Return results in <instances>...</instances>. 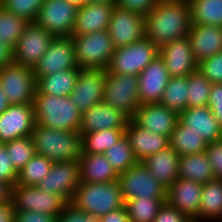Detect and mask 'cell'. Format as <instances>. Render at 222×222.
<instances>
[{
  "label": "cell",
  "mask_w": 222,
  "mask_h": 222,
  "mask_svg": "<svg viewBox=\"0 0 222 222\" xmlns=\"http://www.w3.org/2000/svg\"><path fill=\"white\" fill-rule=\"evenodd\" d=\"M29 22L0 6V41L15 48Z\"/></svg>",
  "instance_id": "obj_38"
},
{
  "label": "cell",
  "mask_w": 222,
  "mask_h": 222,
  "mask_svg": "<svg viewBox=\"0 0 222 222\" xmlns=\"http://www.w3.org/2000/svg\"><path fill=\"white\" fill-rule=\"evenodd\" d=\"M170 77H184L198 69L188 37L176 39L159 48Z\"/></svg>",
  "instance_id": "obj_20"
},
{
  "label": "cell",
  "mask_w": 222,
  "mask_h": 222,
  "mask_svg": "<svg viewBox=\"0 0 222 222\" xmlns=\"http://www.w3.org/2000/svg\"><path fill=\"white\" fill-rule=\"evenodd\" d=\"M198 218L206 220H222V180L213 179L203 184Z\"/></svg>",
  "instance_id": "obj_31"
},
{
  "label": "cell",
  "mask_w": 222,
  "mask_h": 222,
  "mask_svg": "<svg viewBox=\"0 0 222 222\" xmlns=\"http://www.w3.org/2000/svg\"><path fill=\"white\" fill-rule=\"evenodd\" d=\"M203 184L177 179L167 189V202L186 217H197L202 197Z\"/></svg>",
  "instance_id": "obj_22"
},
{
  "label": "cell",
  "mask_w": 222,
  "mask_h": 222,
  "mask_svg": "<svg viewBox=\"0 0 222 222\" xmlns=\"http://www.w3.org/2000/svg\"><path fill=\"white\" fill-rule=\"evenodd\" d=\"M53 38L44 28L35 22H29L13 49L14 63L34 70Z\"/></svg>",
  "instance_id": "obj_12"
},
{
  "label": "cell",
  "mask_w": 222,
  "mask_h": 222,
  "mask_svg": "<svg viewBox=\"0 0 222 222\" xmlns=\"http://www.w3.org/2000/svg\"><path fill=\"white\" fill-rule=\"evenodd\" d=\"M14 63L13 48L0 41V69Z\"/></svg>",
  "instance_id": "obj_52"
},
{
  "label": "cell",
  "mask_w": 222,
  "mask_h": 222,
  "mask_svg": "<svg viewBox=\"0 0 222 222\" xmlns=\"http://www.w3.org/2000/svg\"><path fill=\"white\" fill-rule=\"evenodd\" d=\"M191 24L222 27V0H188Z\"/></svg>",
  "instance_id": "obj_33"
},
{
  "label": "cell",
  "mask_w": 222,
  "mask_h": 222,
  "mask_svg": "<svg viewBox=\"0 0 222 222\" xmlns=\"http://www.w3.org/2000/svg\"><path fill=\"white\" fill-rule=\"evenodd\" d=\"M70 203L77 209L100 217L125 206L117 181L80 182Z\"/></svg>",
  "instance_id": "obj_4"
},
{
  "label": "cell",
  "mask_w": 222,
  "mask_h": 222,
  "mask_svg": "<svg viewBox=\"0 0 222 222\" xmlns=\"http://www.w3.org/2000/svg\"><path fill=\"white\" fill-rule=\"evenodd\" d=\"M212 83L198 69L188 75V107H207Z\"/></svg>",
  "instance_id": "obj_40"
},
{
  "label": "cell",
  "mask_w": 222,
  "mask_h": 222,
  "mask_svg": "<svg viewBox=\"0 0 222 222\" xmlns=\"http://www.w3.org/2000/svg\"><path fill=\"white\" fill-rule=\"evenodd\" d=\"M80 182V164L72 160L53 163L50 172L36 186L71 202Z\"/></svg>",
  "instance_id": "obj_14"
},
{
  "label": "cell",
  "mask_w": 222,
  "mask_h": 222,
  "mask_svg": "<svg viewBox=\"0 0 222 222\" xmlns=\"http://www.w3.org/2000/svg\"><path fill=\"white\" fill-rule=\"evenodd\" d=\"M186 216L167 201L160 207L153 222H183Z\"/></svg>",
  "instance_id": "obj_49"
},
{
  "label": "cell",
  "mask_w": 222,
  "mask_h": 222,
  "mask_svg": "<svg viewBox=\"0 0 222 222\" xmlns=\"http://www.w3.org/2000/svg\"><path fill=\"white\" fill-rule=\"evenodd\" d=\"M100 222H130L126 207H122L100 217Z\"/></svg>",
  "instance_id": "obj_51"
},
{
  "label": "cell",
  "mask_w": 222,
  "mask_h": 222,
  "mask_svg": "<svg viewBox=\"0 0 222 222\" xmlns=\"http://www.w3.org/2000/svg\"><path fill=\"white\" fill-rule=\"evenodd\" d=\"M144 26V16L115 6L108 27L115 49L143 39L145 37Z\"/></svg>",
  "instance_id": "obj_13"
},
{
  "label": "cell",
  "mask_w": 222,
  "mask_h": 222,
  "mask_svg": "<svg viewBox=\"0 0 222 222\" xmlns=\"http://www.w3.org/2000/svg\"><path fill=\"white\" fill-rule=\"evenodd\" d=\"M115 3H87L78 8L71 37L108 29Z\"/></svg>",
  "instance_id": "obj_23"
},
{
  "label": "cell",
  "mask_w": 222,
  "mask_h": 222,
  "mask_svg": "<svg viewBox=\"0 0 222 222\" xmlns=\"http://www.w3.org/2000/svg\"><path fill=\"white\" fill-rule=\"evenodd\" d=\"M10 160L6 145L0 143V180L12 187L17 182L18 172Z\"/></svg>",
  "instance_id": "obj_45"
},
{
  "label": "cell",
  "mask_w": 222,
  "mask_h": 222,
  "mask_svg": "<svg viewBox=\"0 0 222 222\" xmlns=\"http://www.w3.org/2000/svg\"><path fill=\"white\" fill-rule=\"evenodd\" d=\"M205 153L211 164L214 178L222 180V140L208 143Z\"/></svg>",
  "instance_id": "obj_46"
},
{
  "label": "cell",
  "mask_w": 222,
  "mask_h": 222,
  "mask_svg": "<svg viewBox=\"0 0 222 222\" xmlns=\"http://www.w3.org/2000/svg\"><path fill=\"white\" fill-rule=\"evenodd\" d=\"M8 156L15 170L19 172L35 155V146L31 136H25L5 143Z\"/></svg>",
  "instance_id": "obj_41"
},
{
  "label": "cell",
  "mask_w": 222,
  "mask_h": 222,
  "mask_svg": "<svg viewBox=\"0 0 222 222\" xmlns=\"http://www.w3.org/2000/svg\"><path fill=\"white\" fill-rule=\"evenodd\" d=\"M5 91H3V88L0 84V115L10 106Z\"/></svg>",
  "instance_id": "obj_55"
},
{
  "label": "cell",
  "mask_w": 222,
  "mask_h": 222,
  "mask_svg": "<svg viewBox=\"0 0 222 222\" xmlns=\"http://www.w3.org/2000/svg\"><path fill=\"white\" fill-rule=\"evenodd\" d=\"M170 146L180 155L205 152L207 142L197 133L186 128L180 121L169 138Z\"/></svg>",
  "instance_id": "obj_32"
},
{
  "label": "cell",
  "mask_w": 222,
  "mask_h": 222,
  "mask_svg": "<svg viewBox=\"0 0 222 222\" xmlns=\"http://www.w3.org/2000/svg\"><path fill=\"white\" fill-rule=\"evenodd\" d=\"M125 135L130 141L138 162L170 146L169 137L141 128L132 119L128 121Z\"/></svg>",
  "instance_id": "obj_26"
},
{
  "label": "cell",
  "mask_w": 222,
  "mask_h": 222,
  "mask_svg": "<svg viewBox=\"0 0 222 222\" xmlns=\"http://www.w3.org/2000/svg\"><path fill=\"white\" fill-rule=\"evenodd\" d=\"M103 102L133 119L140 106L138 76L108 73L106 70Z\"/></svg>",
  "instance_id": "obj_6"
},
{
  "label": "cell",
  "mask_w": 222,
  "mask_h": 222,
  "mask_svg": "<svg viewBox=\"0 0 222 222\" xmlns=\"http://www.w3.org/2000/svg\"><path fill=\"white\" fill-rule=\"evenodd\" d=\"M179 121L186 128L200 135L207 144L222 140V126L208 106L187 107L179 115Z\"/></svg>",
  "instance_id": "obj_25"
},
{
  "label": "cell",
  "mask_w": 222,
  "mask_h": 222,
  "mask_svg": "<svg viewBox=\"0 0 222 222\" xmlns=\"http://www.w3.org/2000/svg\"><path fill=\"white\" fill-rule=\"evenodd\" d=\"M11 187L0 180V204L10 202Z\"/></svg>",
  "instance_id": "obj_54"
},
{
  "label": "cell",
  "mask_w": 222,
  "mask_h": 222,
  "mask_svg": "<svg viewBox=\"0 0 222 222\" xmlns=\"http://www.w3.org/2000/svg\"><path fill=\"white\" fill-rule=\"evenodd\" d=\"M10 202L14 212L30 211L58 217L69 203L64 197L45 192L37 186L14 184L11 187Z\"/></svg>",
  "instance_id": "obj_7"
},
{
  "label": "cell",
  "mask_w": 222,
  "mask_h": 222,
  "mask_svg": "<svg viewBox=\"0 0 222 222\" xmlns=\"http://www.w3.org/2000/svg\"><path fill=\"white\" fill-rule=\"evenodd\" d=\"M80 69L106 70L115 51L108 29L72 37Z\"/></svg>",
  "instance_id": "obj_5"
},
{
  "label": "cell",
  "mask_w": 222,
  "mask_h": 222,
  "mask_svg": "<svg viewBox=\"0 0 222 222\" xmlns=\"http://www.w3.org/2000/svg\"><path fill=\"white\" fill-rule=\"evenodd\" d=\"M208 107L218 123L222 126V83H212Z\"/></svg>",
  "instance_id": "obj_48"
},
{
  "label": "cell",
  "mask_w": 222,
  "mask_h": 222,
  "mask_svg": "<svg viewBox=\"0 0 222 222\" xmlns=\"http://www.w3.org/2000/svg\"><path fill=\"white\" fill-rule=\"evenodd\" d=\"M116 0H88V3H115Z\"/></svg>",
  "instance_id": "obj_58"
},
{
  "label": "cell",
  "mask_w": 222,
  "mask_h": 222,
  "mask_svg": "<svg viewBox=\"0 0 222 222\" xmlns=\"http://www.w3.org/2000/svg\"><path fill=\"white\" fill-rule=\"evenodd\" d=\"M190 26L188 0H160L145 17V37L161 48L188 36Z\"/></svg>",
  "instance_id": "obj_1"
},
{
  "label": "cell",
  "mask_w": 222,
  "mask_h": 222,
  "mask_svg": "<svg viewBox=\"0 0 222 222\" xmlns=\"http://www.w3.org/2000/svg\"><path fill=\"white\" fill-rule=\"evenodd\" d=\"M170 78L164 59L157 55L138 75L140 105L159 103Z\"/></svg>",
  "instance_id": "obj_18"
},
{
  "label": "cell",
  "mask_w": 222,
  "mask_h": 222,
  "mask_svg": "<svg viewBox=\"0 0 222 222\" xmlns=\"http://www.w3.org/2000/svg\"><path fill=\"white\" fill-rule=\"evenodd\" d=\"M105 81L106 70H80L69 97L81 113L93 105L103 102Z\"/></svg>",
  "instance_id": "obj_17"
},
{
  "label": "cell",
  "mask_w": 222,
  "mask_h": 222,
  "mask_svg": "<svg viewBox=\"0 0 222 222\" xmlns=\"http://www.w3.org/2000/svg\"><path fill=\"white\" fill-rule=\"evenodd\" d=\"M130 119L105 102H99L82 113L80 134L104 129H126Z\"/></svg>",
  "instance_id": "obj_21"
},
{
  "label": "cell",
  "mask_w": 222,
  "mask_h": 222,
  "mask_svg": "<svg viewBox=\"0 0 222 222\" xmlns=\"http://www.w3.org/2000/svg\"><path fill=\"white\" fill-rule=\"evenodd\" d=\"M33 105L39 125L63 131L79 130L82 113L69 96L35 94Z\"/></svg>",
  "instance_id": "obj_3"
},
{
  "label": "cell",
  "mask_w": 222,
  "mask_h": 222,
  "mask_svg": "<svg viewBox=\"0 0 222 222\" xmlns=\"http://www.w3.org/2000/svg\"><path fill=\"white\" fill-rule=\"evenodd\" d=\"M132 120L145 130L170 138L179 122V114L159 102L140 105Z\"/></svg>",
  "instance_id": "obj_19"
},
{
  "label": "cell",
  "mask_w": 222,
  "mask_h": 222,
  "mask_svg": "<svg viewBox=\"0 0 222 222\" xmlns=\"http://www.w3.org/2000/svg\"><path fill=\"white\" fill-rule=\"evenodd\" d=\"M31 137L35 152L53 163L78 161L82 154V136L79 130L63 131L36 123Z\"/></svg>",
  "instance_id": "obj_2"
},
{
  "label": "cell",
  "mask_w": 222,
  "mask_h": 222,
  "mask_svg": "<svg viewBox=\"0 0 222 222\" xmlns=\"http://www.w3.org/2000/svg\"><path fill=\"white\" fill-rule=\"evenodd\" d=\"M69 3L75 5L80 8L88 3V0H67Z\"/></svg>",
  "instance_id": "obj_56"
},
{
  "label": "cell",
  "mask_w": 222,
  "mask_h": 222,
  "mask_svg": "<svg viewBox=\"0 0 222 222\" xmlns=\"http://www.w3.org/2000/svg\"><path fill=\"white\" fill-rule=\"evenodd\" d=\"M53 162L43 155H35L18 172L16 184L36 186L50 172Z\"/></svg>",
  "instance_id": "obj_39"
},
{
  "label": "cell",
  "mask_w": 222,
  "mask_h": 222,
  "mask_svg": "<svg viewBox=\"0 0 222 222\" xmlns=\"http://www.w3.org/2000/svg\"><path fill=\"white\" fill-rule=\"evenodd\" d=\"M35 125L33 104H11L0 115V143L31 136Z\"/></svg>",
  "instance_id": "obj_16"
},
{
  "label": "cell",
  "mask_w": 222,
  "mask_h": 222,
  "mask_svg": "<svg viewBox=\"0 0 222 222\" xmlns=\"http://www.w3.org/2000/svg\"><path fill=\"white\" fill-rule=\"evenodd\" d=\"M80 68H71L48 76L36 78L35 94H50L55 96H70L74 89Z\"/></svg>",
  "instance_id": "obj_29"
},
{
  "label": "cell",
  "mask_w": 222,
  "mask_h": 222,
  "mask_svg": "<svg viewBox=\"0 0 222 222\" xmlns=\"http://www.w3.org/2000/svg\"><path fill=\"white\" fill-rule=\"evenodd\" d=\"M188 39L197 63L222 52V27L191 24Z\"/></svg>",
  "instance_id": "obj_24"
},
{
  "label": "cell",
  "mask_w": 222,
  "mask_h": 222,
  "mask_svg": "<svg viewBox=\"0 0 222 222\" xmlns=\"http://www.w3.org/2000/svg\"><path fill=\"white\" fill-rule=\"evenodd\" d=\"M44 0H1V6L8 12L35 22Z\"/></svg>",
  "instance_id": "obj_42"
},
{
  "label": "cell",
  "mask_w": 222,
  "mask_h": 222,
  "mask_svg": "<svg viewBox=\"0 0 222 222\" xmlns=\"http://www.w3.org/2000/svg\"><path fill=\"white\" fill-rule=\"evenodd\" d=\"M0 84L10 104H33L36 93L34 70L12 63L0 69Z\"/></svg>",
  "instance_id": "obj_10"
},
{
  "label": "cell",
  "mask_w": 222,
  "mask_h": 222,
  "mask_svg": "<svg viewBox=\"0 0 222 222\" xmlns=\"http://www.w3.org/2000/svg\"><path fill=\"white\" fill-rule=\"evenodd\" d=\"M14 222H57V217L39 212L21 211L14 212Z\"/></svg>",
  "instance_id": "obj_50"
},
{
  "label": "cell",
  "mask_w": 222,
  "mask_h": 222,
  "mask_svg": "<svg viewBox=\"0 0 222 222\" xmlns=\"http://www.w3.org/2000/svg\"><path fill=\"white\" fill-rule=\"evenodd\" d=\"M188 76L171 77L160 103L179 115L188 107Z\"/></svg>",
  "instance_id": "obj_35"
},
{
  "label": "cell",
  "mask_w": 222,
  "mask_h": 222,
  "mask_svg": "<svg viewBox=\"0 0 222 222\" xmlns=\"http://www.w3.org/2000/svg\"><path fill=\"white\" fill-rule=\"evenodd\" d=\"M78 7L67 0H44L35 23L53 37H70Z\"/></svg>",
  "instance_id": "obj_11"
},
{
  "label": "cell",
  "mask_w": 222,
  "mask_h": 222,
  "mask_svg": "<svg viewBox=\"0 0 222 222\" xmlns=\"http://www.w3.org/2000/svg\"><path fill=\"white\" fill-rule=\"evenodd\" d=\"M57 222H100V216L77 209L69 202L57 217Z\"/></svg>",
  "instance_id": "obj_44"
},
{
  "label": "cell",
  "mask_w": 222,
  "mask_h": 222,
  "mask_svg": "<svg viewBox=\"0 0 222 222\" xmlns=\"http://www.w3.org/2000/svg\"><path fill=\"white\" fill-rule=\"evenodd\" d=\"M80 180L86 183L114 182L118 174L113 169L105 154L82 153L79 160Z\"/></svg>",
  "instance_id": "obj_28"
},
{
  "label": "cell",
  "mask_w": 222,
  "mask_h": 222,
  "mask_svg": "<svg viewBox=\"0 0 222 222\" xmlns=\"http://www.w3.org/2000/svg\"><path fill=\"white\" fill-rule=\"evenodd\" d=\"M159 1L160 0H116L115 6L146 17Z\"/></svg>",
  "instance_id": "obj_47"
},
{
  "label": "cell",
  "mask_w": 222,
  "mask_h": 222,
  "mask_svg": "<svg viewBox=\"0 0 222 222\" xmlns=\"http://www.w3.org/2000/svg\"><path fill=\"white\" fill-rule=\"evenodd\" d=\"M178 178L205 184L215 179L205 152L180 156Z\"/></svg>",
  "instance_id": "obj_30"
},
{
  "label": "cell",
  "mask_w": 222,
  "mask_h": 222,
  "mask_svg": "<svg viewBox=\"0 0 222 222\" xmlns=\"http://www.w3.org/2000/svg\"><path fill=\"white\" fill-rule=\"evenodd\" d=\"M0 222H14V209L11 202L0 204Z\"/></svg>",
  "instance_id": "obj_53"
},
{
  "label": "cell",
  "mask_w": 222,
  "mask_h": 222,
  "mask_svg": "<svg viewBox=\"0 0 222 222\" xmlns=\"http://www.w3.org/2000/svg\"><path fill=\"white\" fill-rule=\"evenodd\" d=\"M104 154L118 175L138 163L130 146V141L125 134Z\"/></svg>",
  "instance_id": "obj_36"
},
{
  "label": "cell",
  "mask_w": 222,
  "mask_h": 222,
  "mask_svg": "<svg viewBox=\"0 0 222 222\" xmlns=\"http://www.w3.org/2000/svg\"><path fill=\"white\" fill-rule=\"evenodd\" d=\"M183 222H203V219H200L198 217H186Z\"/></svg>",
  "instance_id": "obj_57"
},
{
  "label": "cell",
  "mask_w": 222,
  "mask_h": 222,
  "mask_svg": "<svg viewBox=\"0 0 222 222\" xmlns=\"http://www.w3.org/2000/svg\"><path fill=\"white\" fill-rule=\"evenodd\" d=\"M159 55V48L144 37L138 42L115 49L108 73L138 76Z\"/></svg>",
  "instance_id": "obj_8"
},
{
  "label": "cell",
  "mask_w": 222,
  "mask_h": 222,
  "mask_svg": "<svg viewBox=\"0 0 222 222\" xmlns=\"http://www.w3.org/2000/svg\"><path fill=\"white\" fill-rule=\"evenodd\" d=\"M125 134V129H104L100 131L83 133L82 153L104 154L108 148L116 144Z\"/></svg>",
  "instance_id": "obj_34"
},
{
  "label": "cell",
  "mask_w": 222,
  "mask_h": 222,
  "mask_svg": "<svg viewBox=\"0 0 222 222\" xmlns=\"http://www.w3.org/2000/svg\"><path fill=\"white\" fill-rule=\"evenodd\" d=\"M198 70L211 83H222V52L214 54L198 63Z\"/></svg>",
  "instance_id": "obj_43"
},
{
  "label": "cell",
  "mask_w": 222,
  "mask_h": 222,
  "mask_svg": "<svg viewBox=\"0 0 222 222\" xmlns=\"http://www.w3.org/2000/svg\"><path fill=\"white\" fill-rule=\"evenodd\" d=\"M71 68H78L72 37H54L34 68V75L36 78L48 76Z\"/></svg>",
  "instance_id": "obj_15"
},
{
  "label": "cell",
  "mask_w": 222,
  "mask_h": 222,
  "mask_svg": "<svg viewBox=\"0 0 222 222\" xmlns=\"http://www.w3.org/2000/svg\"><path fill=\"white\" fill-rule=\"evenodd\" d=\"M167 199L135 198L125 202L130 222H153Z\"/></svg>",
  "instance_id": "obj_37"
},
{
  "label": "cell",
  "mask_w": 222,
  "mask_h": 222,
  "mask_svg": "<svg viewBox=\"0 0 222 222\" xmlns=\"http://www.w3.org/2000/svg\"><path fill=\"white\" fill-rule=\"evenodd\" d=\"M117 182L125 202L135 198L167 199L168 188L156 180L142 162L119 174Z\"/></svg>",
  "instance_id": "obj_9"
},
{
  "label": "cell",
  "mask_w": 222,
  "mask_h": 222,
  "mask_svg": "<svg viewBox=\"0 0 222 222\" xmlns=\"http://www.w3.org/2000/svg\"><path fill=\"white\" fill-rule=\"evenodd\" d=\"M179 158L180 155L168 146L141 162L156 180L169 188L178 179Z\"/></svg>",
  "instance_id": "obj_27"
}]
</instances>
